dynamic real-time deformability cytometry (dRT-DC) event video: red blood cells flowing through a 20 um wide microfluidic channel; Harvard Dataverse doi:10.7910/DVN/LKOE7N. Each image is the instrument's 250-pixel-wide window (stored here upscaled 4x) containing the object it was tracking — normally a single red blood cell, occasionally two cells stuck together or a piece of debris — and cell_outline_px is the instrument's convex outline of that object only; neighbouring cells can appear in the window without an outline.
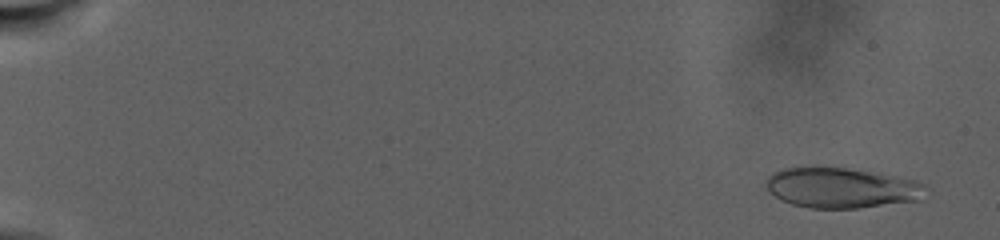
{"species": "human", "species_latin": "Homo sapiens", "temperature_condition": "warm", "stored_images_in_passage": 76, "camera_frame_rate_fps": 3000, "um_per_image_px": 0.085, "donor": {"sex": "male"}, "frame": {"image": 1, "passage_image": 5, "time_ms": 1.333, "image_size_px": [1000, 240], "cell_outline_px": [[932, 188], [920, 200], [856, 208], [808, 208], [792, 204], [780, 200], [768, 192], [764, 184], [768, 176], [772, 172], [784, 168], [844, 168], [916, 180], [928, 184]], "centroid_in_image_um": [71.55, 15.98], "position_along_channel_um": 13.5, "area_um2": 37.57}}
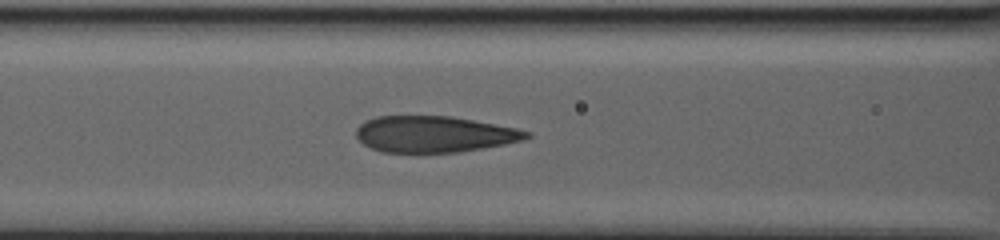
{"frame": {"image": 2, "passage_image": 51, "time_ms": 14.667, "image_size_px": [1000, 240], "cell_outline_px": [[532, 136], [524, 140], [504, 144], [460, 152], [380, 152], [364, 144], [356, 136], [356, 128], [364, 120], [376, 116], [452, 116], [516, 128], [532, 132]], "centroid_in_image_um": [36.91, 11.4], "position_along_channel_um": 129.7, "area_um2": 36.07}}
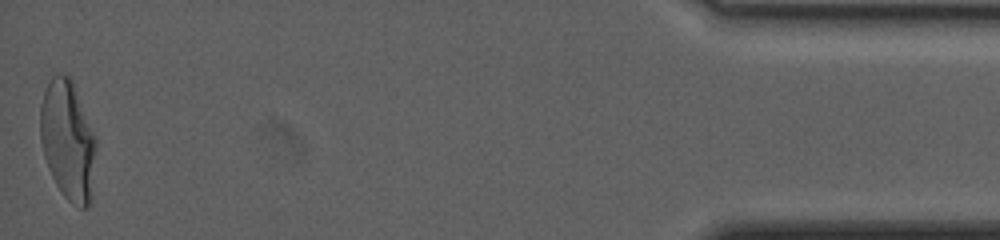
{"frame": {"image": 3, "passage_image": 76, "time_ms": 31.333, "image_size_px": [1000, 240], "cell_outline_px": [[96, 148], [92, 196], [88, 208], [80, 208], [72, 204], [64, 196], [56, 184], [48, 168], [44, 156], [40, 140], [40, 104], [44, 92], [52, 76], [68, 76], [72, 80], [96, 136]], "centroid_in_image_um": [5.78, 11.98], "position_along_channel_um": 429.4, "area_um2": 38.96}}